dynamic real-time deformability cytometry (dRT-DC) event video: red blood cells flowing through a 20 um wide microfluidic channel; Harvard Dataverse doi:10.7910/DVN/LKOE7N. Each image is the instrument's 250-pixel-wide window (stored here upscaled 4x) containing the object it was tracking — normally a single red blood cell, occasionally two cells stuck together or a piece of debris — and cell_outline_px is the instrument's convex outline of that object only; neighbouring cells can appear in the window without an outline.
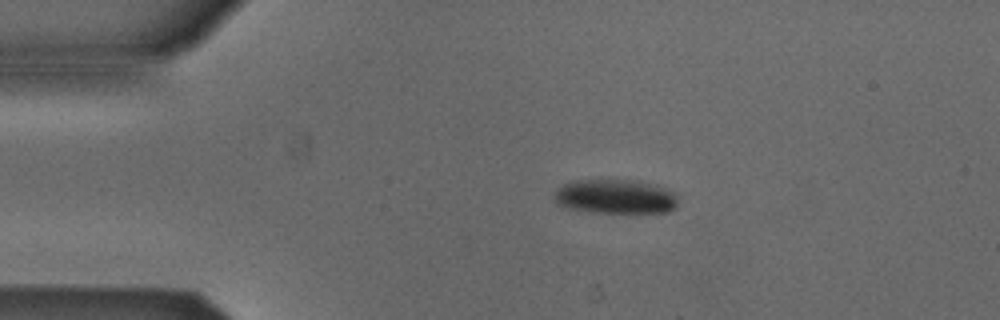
{"species": "Egyptian fruit bat (a non-hibernating species)", "species_latin": "Rousettus aegyptiacus", "temperature_condition": "cold", "stored_images_in_passage": 43, "camera_frame_rate_fps": 3000, "um_per_image_px": 0.085, "animal": {"sex": "male"}, "frame": {"image": 1, "passage_image": 1, "time_ms": 0.0, "image_size_px": [1000, 320], "cell_outline_px": [[676, 208], [668, 212], [588, 212], [568, 208], [556, 204], [552, 200], [552, 196], [556, 188], [564, 184], [576, 180], [640, 180], [656, 184], [676, 192]], "centroid_in_image_um": [52.28, 16.7], "position_along_channel_um": 32.7, "area_um2": 25.2}}
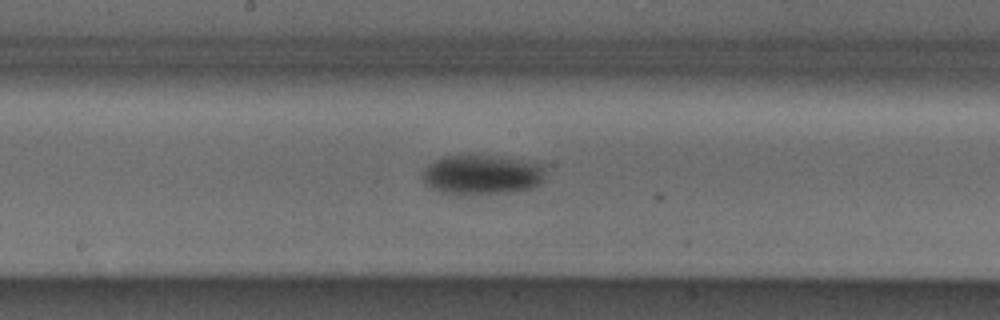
{"frame": {"image": 2, "passage_image": 18, "time_ms": 5.667, "image_size_px": [1000, 320], "cell_outline_px": [[544, 176], [540, 184], [532, 188], [508, 192], [440, 192], [428, 188], [420, 176], [420, 172], [428, 164], [444, 156], [488, 156], [540, 164], [544, 168]], "centroid_in_image_um": [40.89, 14.84], "position_along_channel_um": 207.3, "area_um2": 27.51}}
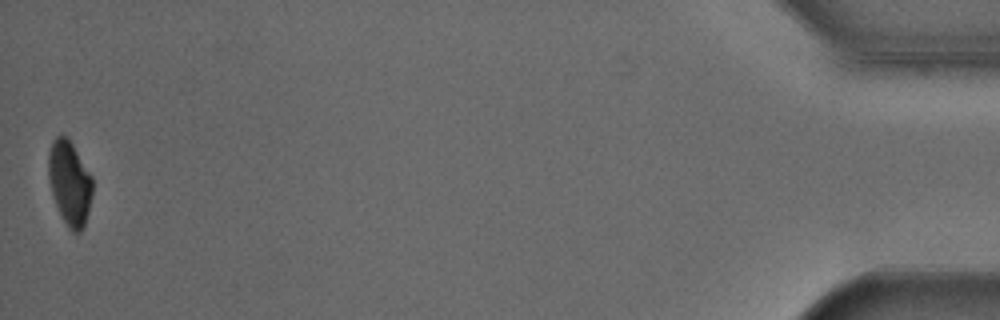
{"frame": {"image": 3, "passage_image": 43, "time_ms": 14.0, "image_size_px": [1000, 320], "cell_outline_px": [[92, 196], [88, 212], [84, 224], [80, 232], [72, 232], [68, 228], [56, 204], [52, 192], [48, 176], [48, 156], [52, 140], [56, 136], [64, 136], [72, 144], [92, 176]], "centroid_in_image_um": [5.92, 15.55], "position_along_channel_um": 429.3, "area_um2": 21.27}, "authors_computed_cell_mechanics": {"area_um2": 27.5128, "velocity_mm_per_s": 3.865, "shape_relaxation_time_tau1_ms": 6.4393, "shape_relaxation_time_tau2_ms": null, "deformation_change_tau1": 0.1227, "deformation_change_tau2": null}}